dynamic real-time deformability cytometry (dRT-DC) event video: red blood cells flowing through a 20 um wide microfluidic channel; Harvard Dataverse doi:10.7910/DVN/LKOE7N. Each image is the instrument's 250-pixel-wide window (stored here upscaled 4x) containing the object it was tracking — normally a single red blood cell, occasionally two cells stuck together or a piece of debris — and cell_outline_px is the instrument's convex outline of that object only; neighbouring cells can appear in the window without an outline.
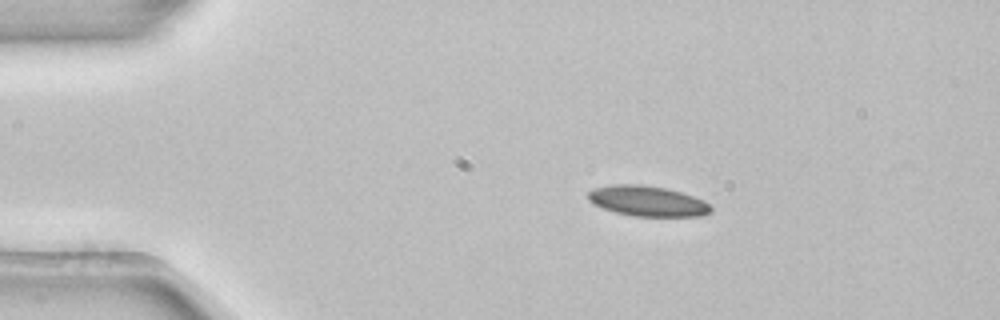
{"species": "common noctule bat (a hibernating species)", "species_latin": "Nyctalus noctula", "temperature_condition": "room temperature", "stored_images_in_passage": 52, "camera_frame_rate_fps": 3000, "um_per_image_px": 0.085, "animal": {"sex": "female", "body_mass_g": 22.7, "forearm_length_mm": 54.2}, "frame": {"image": 1, "passage_image": 9, "time_ms": 2.667, "image_size_px": [1000, 320], "cell_outline_px": [[712, 212], [700, 216], [632, 216], [616, 212], [592, 204], [588, 200], [588, 192], [592, 188], [612, 184], [640, 184], [664, 188], [680, 192], [704, 200], [712, 208]], "centroid_in_image_um": [55.0, 17.09], "position_along_channel_um": 30.0, "area_um2": 21.73}}
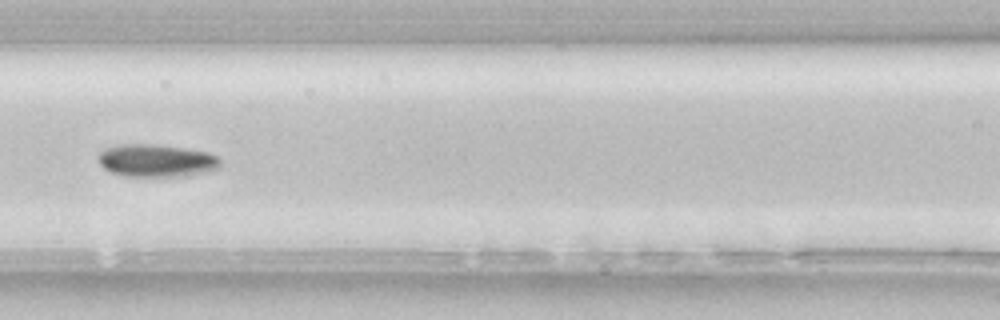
{"frame": {"image": 2, "passage_image": 23, "time_ms": 7.333, "image_size_px": [1000, 320], "cell_outline_px": [[220, 168], [208, 172], [188, 176], [124, 176], [112, 172], [104, 168], [100, 164], [96, 156], [104, 148], [120, 144], [152, 144], [184, 148], [208, 152], [220, 156]], "centroid_in_image_um": [13.32, 13.65], "position_along_channel_um": 153.3, "area_um2": 23.52}}
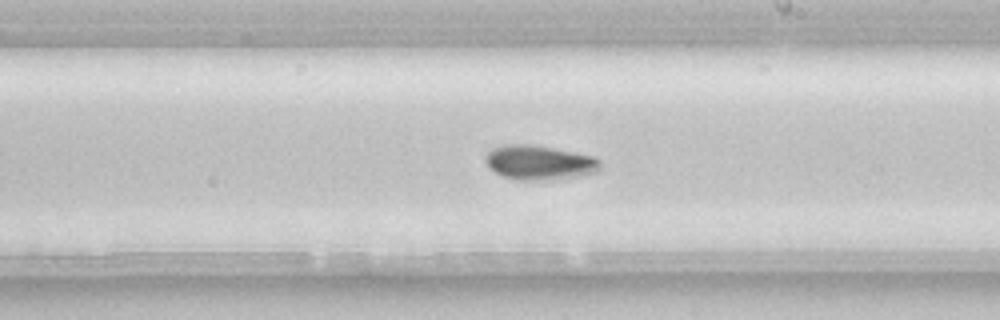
{"frame": {"image": 3, "passage_image": 30, "time_ms": 9.667, "image_size_px": [1000, 320], "cell_outline_px": [[600, 168], [596, 172], [580, 176], [560, 180], [516, 180], [504, 176], [488, 168], [484, 160], [484, 156], [492, 148], [504, 144], [528, 144], [552, 148], [592, 156], [600, 160]], "centroid_in_image_um": [45.81, 13.83], "position_along_channel_um": 243.2, "area_um2": 23.24}, "authors_computed_cell_mechanics": {"area_um2": 21.4438, "velocity_mm_per_s": 3.856, "shape_relaxation_time_tau1_ms": 6.9157, "shape_relaxation_time_tau2_ms": null, "deformation_change_tau1": 0.1201, "deformation_change_tau2": null}}